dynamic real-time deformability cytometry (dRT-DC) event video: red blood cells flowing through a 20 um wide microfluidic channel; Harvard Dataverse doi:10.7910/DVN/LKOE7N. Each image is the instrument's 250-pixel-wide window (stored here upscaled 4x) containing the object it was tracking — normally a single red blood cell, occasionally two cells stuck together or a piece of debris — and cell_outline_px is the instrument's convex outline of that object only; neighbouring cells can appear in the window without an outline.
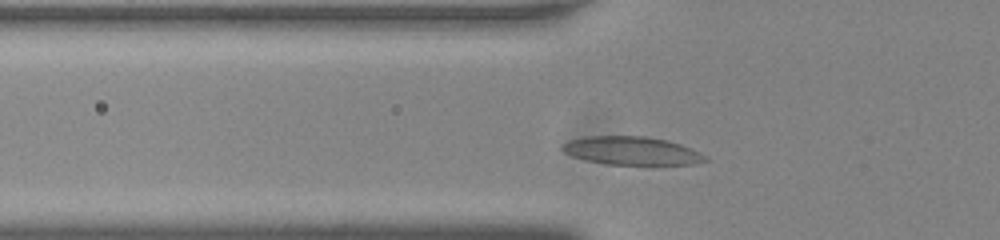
{"species": "common noctule bat (a hibernating species)", "species_latin": "Nyctalus noctula", "temperature_condition": "room temperature", "stored_images_in_passage": 5, "camera_frame_rate_fps": 3000, "um_per_image_px": 0.085, "animal": {"sex": "male", "body_mass_g": 20.0, "forearm_length_mm": 53.3}, "frame": {"image": 1, "passage_image": 4, "time_ms": 1.0, "image_size_px": [1000, 240], "cell_outline_px": [[708, 160], [696, 164], [652, 168], [604, 164], [572, 156], [564, 152], [560, 148], [560, 144], [568, 140], [588, 136], [644, 136], [668, 140], [692, 148], [708, 156]], "centroid_in_image_um": [53.78, 12.87], "position_along_channel_um": 72.0, "area_um2": 24.97}}